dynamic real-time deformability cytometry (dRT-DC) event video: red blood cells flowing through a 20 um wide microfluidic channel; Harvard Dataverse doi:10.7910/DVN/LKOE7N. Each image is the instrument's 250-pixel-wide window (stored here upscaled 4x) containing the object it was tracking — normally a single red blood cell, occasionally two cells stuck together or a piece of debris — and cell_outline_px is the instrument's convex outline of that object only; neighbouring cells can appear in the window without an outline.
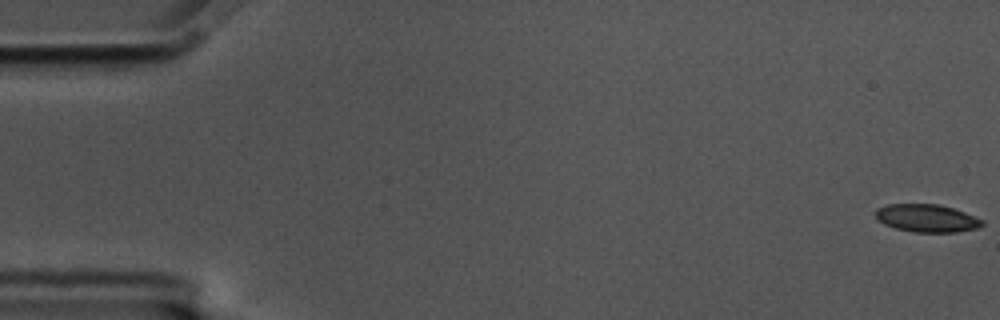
{"species": "common noctule bat (a hibernating species)", "species_latin": "Nyctalus noctula", "temperature_condition": "cold", "stored_images_in_passage": 58, "camera_frame_rate_fps": 3000, "um_per_image_px": 0.085, "animal": {"sex": "male", "body_mass_g": 17.5, "forearm_length_mm": 52.3}, "frame": {"image": 1, "passage_image": 1, "time_ms": 0.0, "image_size_px": [1000, 320], "cell_outline_px": [[984, 224], [980, 228], [956, 232], [916, 232], [896, 228], [884, 224], [876, 220], [876, 208], [888, 204], [936, 204], [952, 208], [964, 212], [984, 220]], "centroid_in_image_um": [78.79, 18.55], "position_along_channel_um": 6.2, "area_um2": 17.28}}
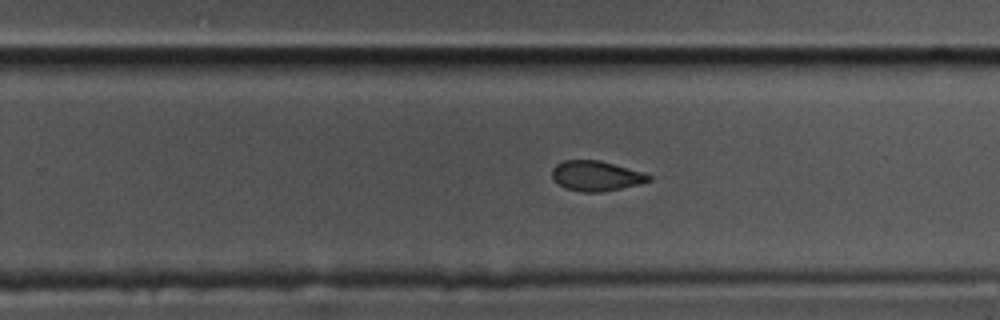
{"frame": {"image": 2, "passage_image": 37, "time_ms": 12.0, "image_size_px": [1000, 320], "cell_outline_px": [[652, 180], [640, 184], [600, 192], [580, 192], [564, 188], [552, 176], [552, 168], [556, 164], [564, 160], [600, 160], [640, 172], [652, 176]], "centroid_in_image_um": [50.65, 14.95], "position_along_channel_um": 279.2, "area_um2": 16.76}}
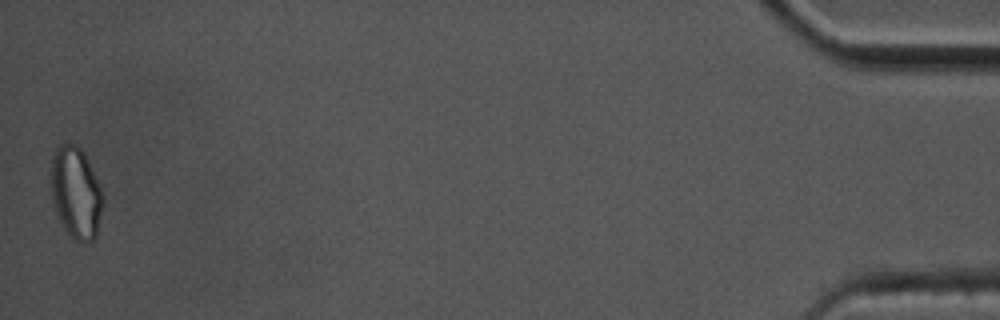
{"frame": {"image": 3, "passage_image": 58, "time_ms": 19.0, "image_size_px": [1000, 320], "cell_outline_px": [[104, 204], [96, 236], [92, 240], [84, 244], [76, 240], [64, 228], [56, 212], [52, 200], [48, 172], [52, 156], [56, 148], [60, 144], [68, 140], [76, 144], [84, 152], [88, 160], [104, 196]], "centroid_in_image_um": [6.43, 16.33], "position_along_channel_um": 428.8, "area_um2": 28.5}, "authors_computed_cell_mechanics": {"area_um2": 18.1492, "velocity_mm_per_s": 3.4824, "shape_relaxation_time_tau1_ms": 3.7214, "shape_relaxation_time_tau2_ms": 2.3635, "deformation_change_tau1": 0.1229, "deformation_change_tau2": 0.0817}}